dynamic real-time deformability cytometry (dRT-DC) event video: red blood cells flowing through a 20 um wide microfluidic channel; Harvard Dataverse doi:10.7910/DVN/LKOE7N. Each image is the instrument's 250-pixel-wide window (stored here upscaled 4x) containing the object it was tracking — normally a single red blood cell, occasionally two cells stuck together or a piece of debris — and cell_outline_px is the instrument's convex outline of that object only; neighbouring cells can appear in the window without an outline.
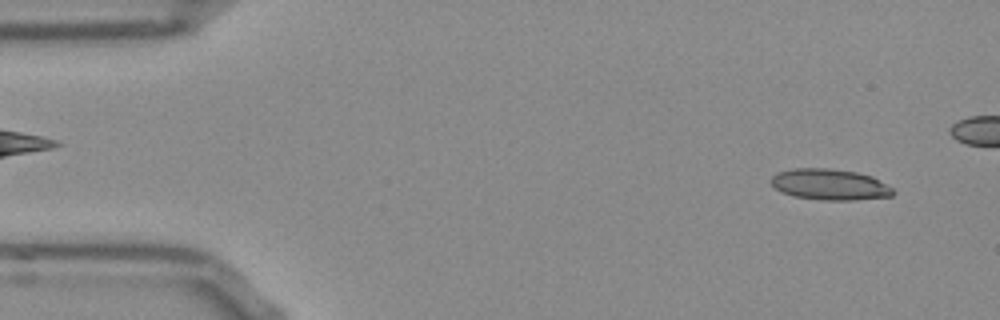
{"species": "Egyptian fruit bat (a non-hibernating species)", "species_latin": "Rousettus aegyptiacus", "temperature_condition": "room temperature", "stored_images_in_passage": 43, "camera_frame_rate_fps": 3000, "um_per_image_px": 0.085, "frame": {"image": 1, "passage_image": 1, "time_ms": 0.0, "image_size_px": [1000, 320], "cell_outline_px": [[896, 192], [892, 196], [856, 200], [820, 200], [792, 196], [780, 192], [772, 184], [772, 176], [776, 172], [792, 168], [828, 168], [856, 172], [872, 176], [892, 188]], "centroid_in_image_um": [70.52, 15.68], "position_along_channel_um": 14.5, "area_um2": 22.2}}
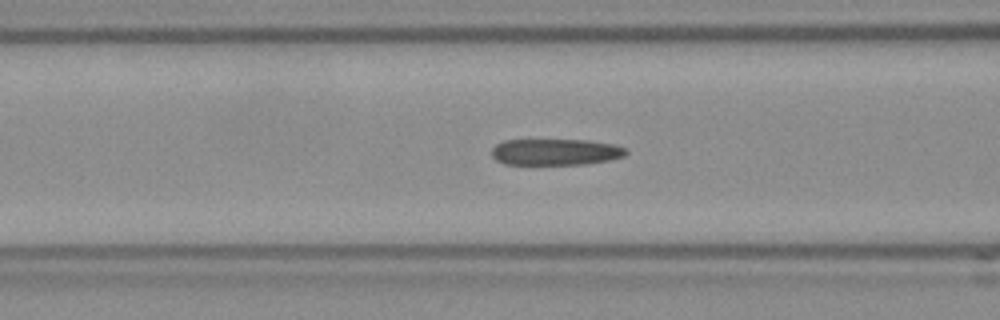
{"frame": {"image": 2, "passage_image": 17, "time_ms": 5.333, "image_size_px": [1000, 320], "cell_outline_px": [[628, 152], [624, 156], [608, 160], [584, 164], [504, 164], [496, 160], [492, 156], [492, 148], [496, 144], [504, 140], [588, 140], [616, 144], [624, 148]], "centroid_in_image_um": [47.21, 12.91], "position_along_channel_um": 119.4, "area_um2": 20.63}}
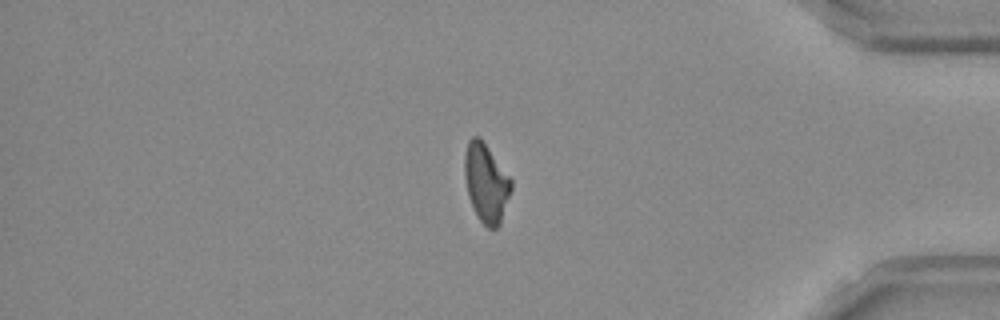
{"frame": {"image": 3, "passage_image": 41, "time_ms": 13.333, "image_size_px": [1000, 320], "cell_outline_px": [[512, 188], [500, 224], [496, 228], [488, 228], [476, 216], [468, 196], [464, 176], [464, 156], [468, 140], [472, 136], [480, 136], [512, 180]], "centroid_in_image_um": [41.3, 15.53], "position_along_channel_um": 393.9, "area_um2": 21.44}, "authors_computed_cell_mechanics": {"area_um2": 21.7328, "velocity_mm_per_s": 3.8283, "shape_relaxation_time_tau1_ms": null, "shape_relaxation_time_tau2_ms": 2.4173, "deformation_change_tau1": null, "deformation_change_tau2": 0.0981}}